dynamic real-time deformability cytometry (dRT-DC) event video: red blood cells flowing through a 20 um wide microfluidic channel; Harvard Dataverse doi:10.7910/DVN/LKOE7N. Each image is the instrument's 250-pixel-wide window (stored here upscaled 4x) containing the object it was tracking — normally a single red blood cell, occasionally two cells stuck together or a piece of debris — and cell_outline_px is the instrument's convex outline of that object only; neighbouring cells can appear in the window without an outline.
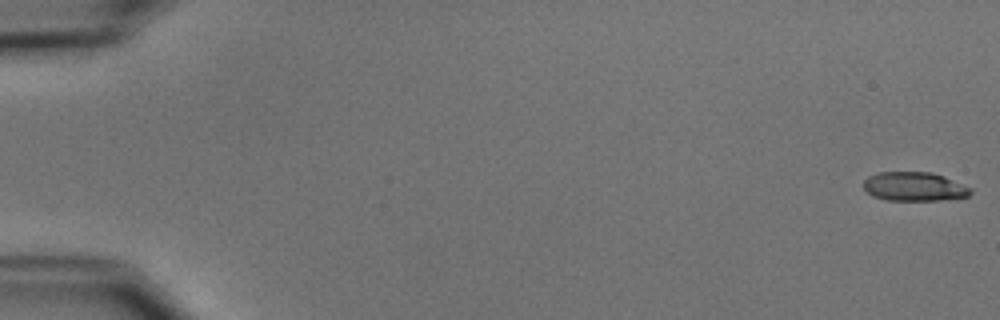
{"species": "common noctule bat (a hibernating species)", "species_latin": "Nyctalus noctula", "temperature_condition": "cold", "stored_images_in_passage": 54, "camera_frame_rate_fps": 3000, "um_per_image_px": 0.085, "animal": {"sex": "male", "body_mass_g": 15.6}, "frame": {"image": 1, "passage_image": 1, "time_ms": 0.0, "image_size_px": [1000, 320], "cell_outline_px": [[972, 192], [968, 196], [940, 200], [888, 200], [872, 196], [864, 188], [864, 180], [868, 176], [880, 172], [932, 172], [944, 176], [972, 188]], "centroid_in_image_um": [77.72, 15.85], "position_along_channel_um": 7.3, "area_um2": 18.03}}
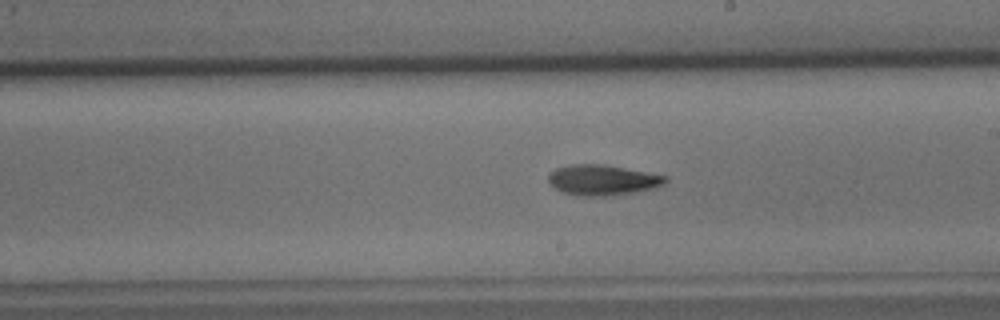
{"frame": {"image": 2, "passage_image": 32, "time_ms": 10.333, "image_size_px": [1000, 320], "cell_outline_px": [[668, 180], [664, 184], [656, 188], [636, 192], [608, 196], [580, 196], [560, 192], [548, 180], [548, 172], [556, 168], [568, 164], [604, 164], [668, 176]], "centroid_in_image_um": [51.22, 15.3], "position_along_channel_um": 237.8, "area_um2": 21.04}}
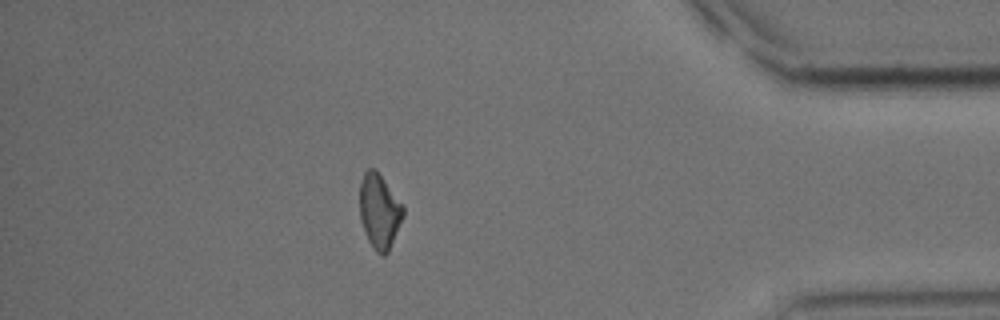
{"frame": {"image": 3, "passage_image": 48, "time_ms": 15.667, "image_size_px": [1000, 320], "cell_outline_px": [[404, 216], [388, 252], [384, 256], [380, 256], [376, 252], [368, 240], [360, 216], [360, 184], [364, 172], [368, 168], [376, 168], [404, 204]], "centroid_in_image_um": [32.27, 17.92], "position_along_channel_um": 402.9, "area_um2": 19.13}, "authors_computed_cell_mechanics": {"area_um2": 19.4208, "velocity_mm_per_s": 3.7607, "shape_relaxation_time_tau1_ms": 4.8241, "shape_relaxation_time_tau2_ms": null, "deformation_change_tau1": 0.1515, "deformation_change_tau2": null}}